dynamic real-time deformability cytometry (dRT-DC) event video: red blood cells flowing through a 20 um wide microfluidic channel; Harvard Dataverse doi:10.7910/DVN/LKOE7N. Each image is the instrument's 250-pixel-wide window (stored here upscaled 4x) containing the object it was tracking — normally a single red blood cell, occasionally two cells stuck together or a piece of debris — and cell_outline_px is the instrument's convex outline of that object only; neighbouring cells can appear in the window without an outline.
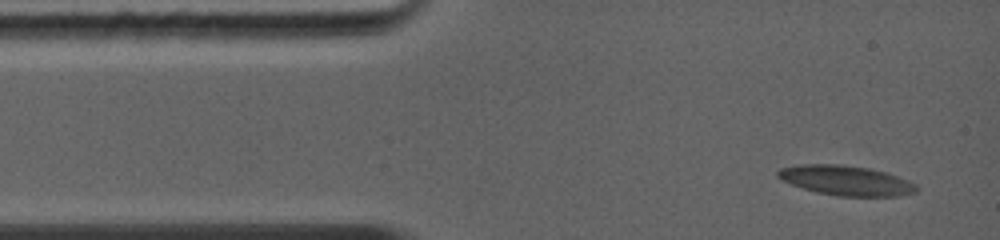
{"species": "common noctule bat (a hibernating species)", "species_latin": "Nyctalus noctula", "temperature_condition": "warm", "stored_images_in_passage": 8, "camera_frame_rate_fps": 5000, "um_per_image_px": 0.085, "animal": {"sex": "female", "body_mass_g": 19.0, "forearm_length_mm": 56.7}, "frame": {"image": 1, "passage_image": 1, "time_ms": 0.0, "image_size_px": [1000, 240], "cell_outline_px": [[916, 192], [896, 196], [836, 196], [816, 192], [792, 184], [776, 176], [776, 172], [780, 168], [804, 164], [828, 164], [864, 168], [884, 172], [908, 180], [916, 184]], "centroid_in_image_um": [71.89, 15.35], "position_along_channel_um": 13.1, "area_um2": 23.52}}
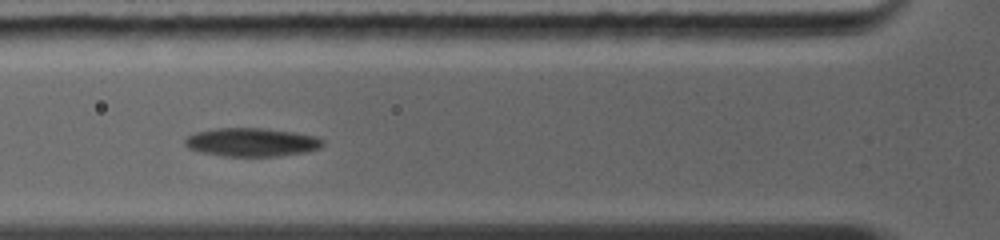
{"frame": {"image": 2, "passage_image": 6, "time_ms": 3.4, "image_size_px": [1000, 240], "cell_outline_px": [[324, 144], [320, 148], [304, 152], [280, 156], [224, 156], [200, 152], [188, 148], [184, 144], [184, 140], [188, 136], [196, 132], [216, 128], [264, 128], [292, 132], [312, 136], [324, 140]], "centroid_in_image_um": [21.36, 12.09], "position_along_channel_um": 104.4, "area_um2": 22.77}}
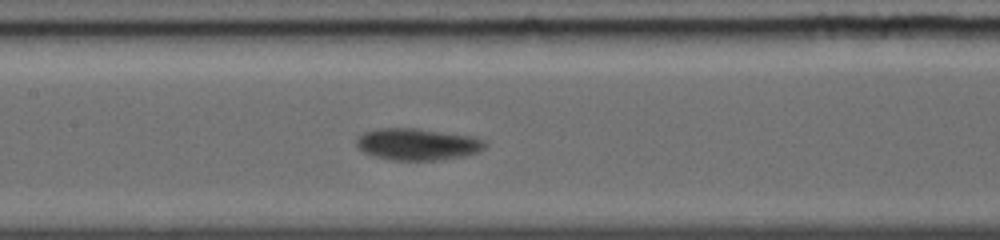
{"frame": {"image": 3, "passage_image": 8, "time_ms": 5.0, "image_size_px": [1000, 240], "cell_outline_px": [[488, 144], [484, 148], [476, 152], [464, 156], [436, 160], [392, 160], [376, 156], [364, 152], [356, 144], [356, 136], [364, 132], [380, 128], [416, 128], [476, 136], [484, 140]], "centroid_in_image_um": [35.5, 12.25], "position_along_channel_um": 171.9, "area_um2": 23.87}}